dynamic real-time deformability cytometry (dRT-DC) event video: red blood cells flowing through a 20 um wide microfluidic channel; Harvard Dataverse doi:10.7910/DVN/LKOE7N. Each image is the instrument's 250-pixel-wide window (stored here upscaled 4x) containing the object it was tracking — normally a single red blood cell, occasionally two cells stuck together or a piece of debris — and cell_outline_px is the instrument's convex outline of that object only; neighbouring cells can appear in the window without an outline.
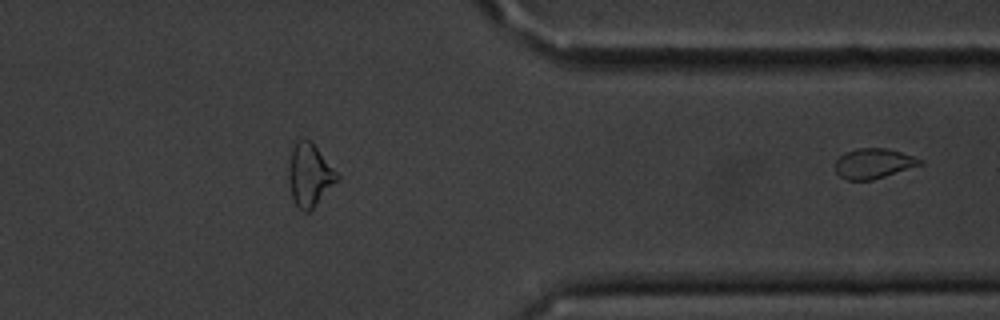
{"species": "common noctule bat (a hibernating species)", "species_latin": "Nyctalus noctula", "temperature_condition": "cold", "stored_images_in_passage": 33, "segment_of_instrument_passage": [2, 2], "camera_frame_rate_fps": 3000, "um_per_image_px": 0.085, "animal": {"sex": "male", "body_mass_g": 20.1, "forearm_length_mm": 53.5}, "frame": {"image": 1, "passage_image": 33, "time_ms": 10.667, "image_size_px": [1000, 320], "cell_outline_px": [[924, 164], [872, 180], [844, 180], [836, 172], [836, 160], [844, 152], [856, 148], [888, 148], [924, 160]], "centroid_in_image_um": [74.25, 13.89], "position_along_channel_um": 337.1, "area_um2": 14.91}}